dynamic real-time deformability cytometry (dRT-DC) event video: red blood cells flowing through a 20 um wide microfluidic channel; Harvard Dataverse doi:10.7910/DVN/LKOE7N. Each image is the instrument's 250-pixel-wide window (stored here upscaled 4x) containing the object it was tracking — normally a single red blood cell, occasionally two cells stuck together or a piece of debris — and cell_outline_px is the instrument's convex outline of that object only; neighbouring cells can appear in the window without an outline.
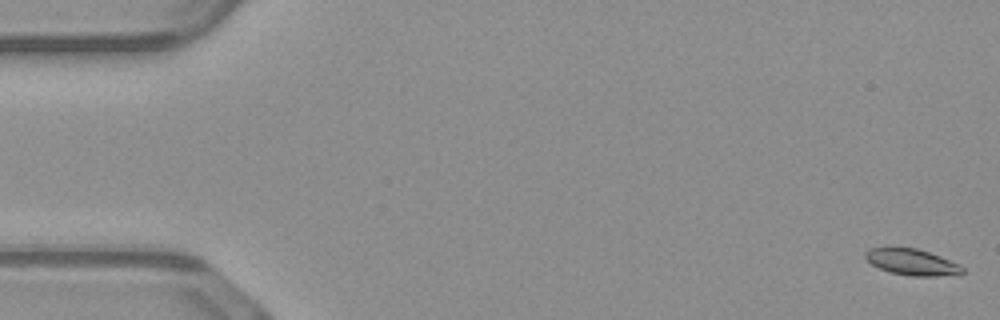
{"species": "common noctule bat (a hibernating species)", "species_latin": "Nyctalus noctula", "temperature_condition": "warm", "stored_images_in_passage": 52, "segment_of_instrument_passage": [1, 2], "camera_frame_rate_fps": 3000, "um_per_image_px": 0.085, "animal": {"sex": "male", "body_mass_g": 23.1, "forearm_length_mm": 52.7}, "frame": {"image": 1, "passage_image": 1, "time_ms": 0.0, "image_size_px": [1000, 320], "cell_outline_px": [[964, 272], [960, 276], [912, 276], [888, 272], [872, 264], [864, 256], [864, 252], [868, 248], [884, 244], [888, 244], [916, 248], [940, 256], [960, 264], [964, 268]], "centroid_in_image_um": [77.48, 22.24], "position_along_channel_um": 7.5, "area_um2": 15.72}}
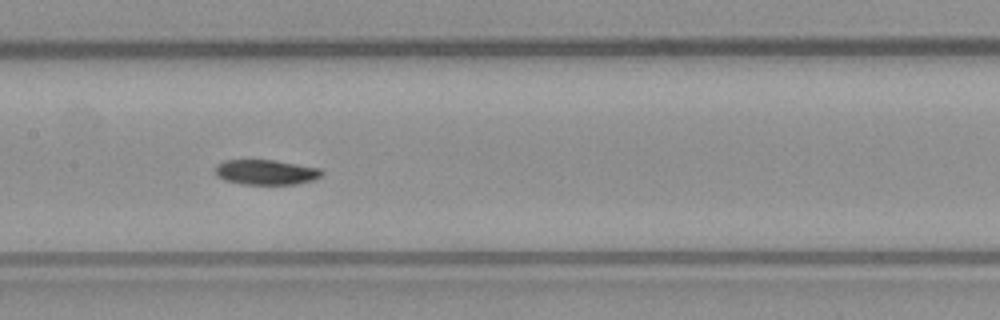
{"frame": {"image": 2, "passage_image": 25, "time_ms": 8.0, "image_size_px": [1000, 320], "cell_outline_px": [[324, 176], [312, 180], [296, 184], [244, 184], [224, 180], [216, 176], [216, 164], [224, 160], [272, 160], [320, 168], [324, 172]], "centroid_in_image_um": [22.62, 14.64], "position_along_channel_um": 184.8, "area_um2": 15.55}}
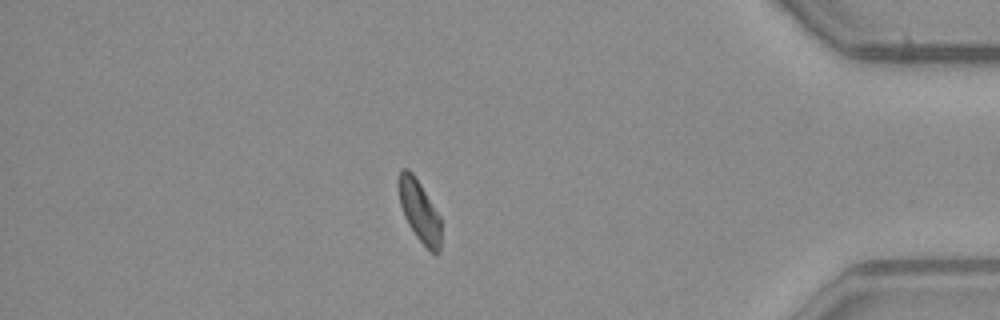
{"frame": {"image": 3, "passage_image": 44, "time_ms": 14.333, "image_size_px": [1000, 320], "cell_outline_px": [[440, 252], [436, 256], [416, 236], [408, 224], [404, 216], [400, 204], [396, 184], [400, 168], [408, 168], [412, 172], [420, 184], [440, 216]], "centroid_in_image_um": [35.61, 17.89], "position_along_channel_um": 399.6, "area_um2": 15.32}}